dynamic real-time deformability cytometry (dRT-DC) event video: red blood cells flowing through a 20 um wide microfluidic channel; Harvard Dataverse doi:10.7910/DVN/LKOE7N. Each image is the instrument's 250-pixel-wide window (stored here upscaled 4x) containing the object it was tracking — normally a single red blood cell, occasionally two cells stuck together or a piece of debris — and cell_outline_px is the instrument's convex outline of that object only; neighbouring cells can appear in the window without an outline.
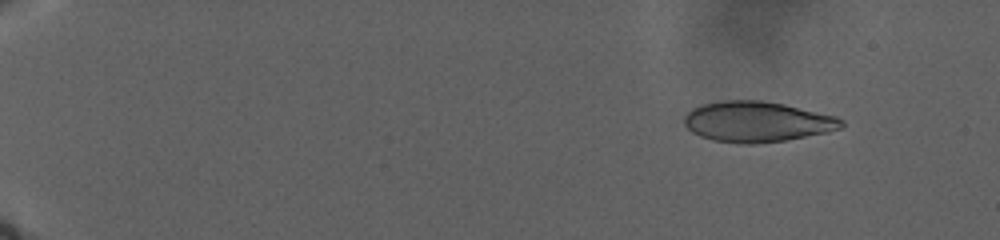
{"species": "human", "species_latin": "Homo sapiens", "temperature_condition": "warm", "stored_images_in_passage": 89, "camera_frame_rate_fps": 3000, "um_per_image_px": 0.085, "donor": {"sex": "male"}, "frame": {"image": 1, "passage_image": 7, "time_ms": 4.333, "image_size_px": [1000, 240], "cell_outline_px": [[844, 124], [840, 128], [828, 132], [784, 140], [756, 144], [740, 144], [712, 140], [700, 136], [692, 132], [684, 124], [684, 116], [692, 108], [704, 104], [720, 100], [760, 100], [784, 104], [836, 116], [844, 120]], "centroid_in_image_um": [64.34, 10.34], "position_along_channel_um": 20.7, "area_um2": 37.17}}
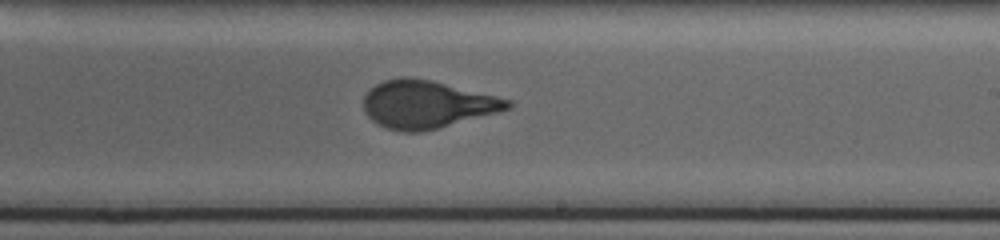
{"frame": {"image": 2, "passage_image": 51, "time_ms": 25.667, "image_size_px": [1000, 240], "cell_outline_px": [[512, 108], [436, 128], [420, 132], [404, 132], [388, 128], [372, 120], [364, 112], [364, 96], [376, 84], [384, 80], [400, 76], [408, 76], [432, 80], [512, 100]], "centroid_in_image_um": [36.27, 8.85], "position_along_channel_um": 252.7, "area_um2": 39.65}}
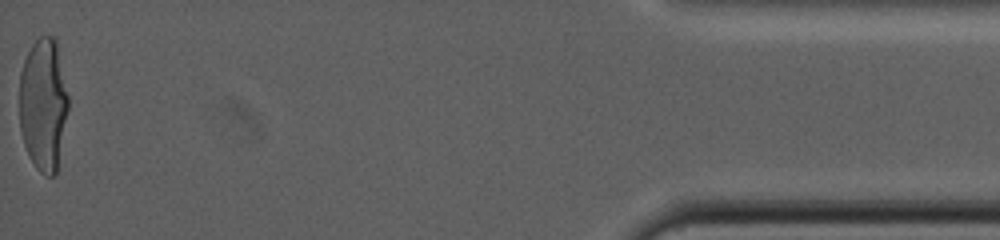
{"frame": {"image": 3, "passage_image": 89, "time_ms": 39.0, "image_size_px": [1000, 240], "cell_outline_px": [[68, 108], [56, 172], [52, 176], [48, 176], [40, 172], [36, 168], [28, 156], [20, 132], [20, 72], [24, 60], [32, 44], [40, 36], [56, 36], [68, 96]], "centroid_in_image_um": [3.68, 8.85], "position_along_channel_um": 431.5, "area_um2": 37.8}}